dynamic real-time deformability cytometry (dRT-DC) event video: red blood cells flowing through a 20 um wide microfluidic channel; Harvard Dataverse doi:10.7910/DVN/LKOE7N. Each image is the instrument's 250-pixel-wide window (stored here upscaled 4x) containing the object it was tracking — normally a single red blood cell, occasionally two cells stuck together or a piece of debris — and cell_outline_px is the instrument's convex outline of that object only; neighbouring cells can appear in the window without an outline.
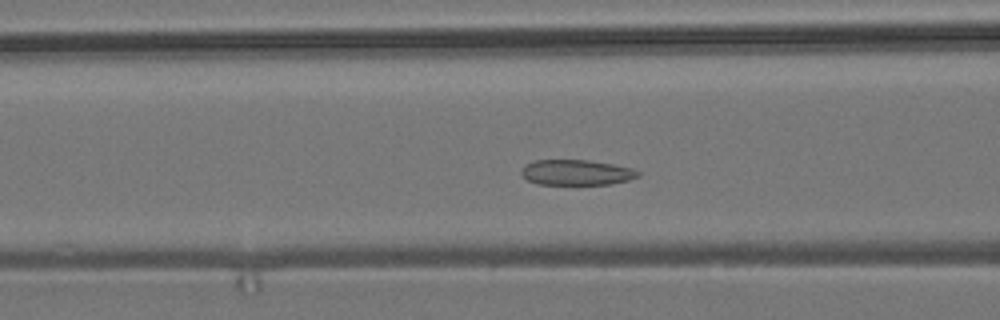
{"species": "common noctule bat (a hibernating species)", "species_latin": "Nyctalus noctula", "temperature_condition": "room temperature", "stored_images_in_passage": 43, "camera_frame_rate_fps": 3000, "um_per_image_px": 0.085, "animal": {"sex": "male", "body_mass_g": 19.2, "forearm_length_mm": 51.8}, "frame": {"image": 1, "passage_image": 9, "time_ms": 2.667, "image_size_px": [1000, 320], "cell_outline_px": [[636, 176], [624, 180], [608, 184], [540, 184], [528, 180], [524, 176], [524, 168], [528, 164], [540, 160], [580, 160], [608, 164], [628, 168], [636, 172]], "centroid_in_image_um": [48.92, 14.67], "position_along_channel_um": 117.7, "area_um2": 16.13}}
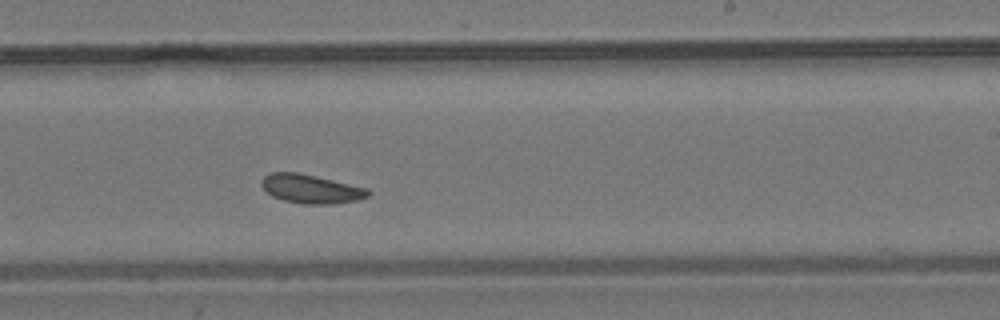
{"frame": {"image": 2, "passage_image": 21, "time_ms": 6.667, "image_size_px": [1000, 320], "cell_outline_px": [[368, 192], [364, 196], [352, 200], [288, 200], [276, 196], [268, 192], [264, 188], [264, 176], [272, 172], [292, 172], [312, 176], [364, 188]], "centroid_in_image_um": [26.3, 15.96], "position_along_channel_um": 262.7, "area_um2": 15.2}}
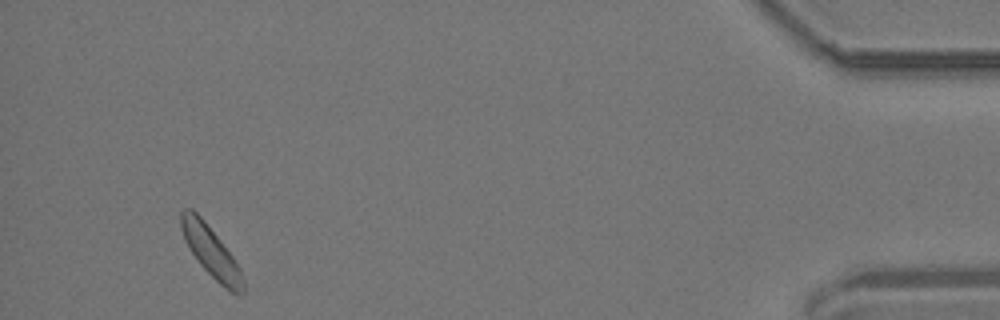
{"frame": {"image": 3, "passage_image": 40, "time_ms": 13.0, "image_size_px": [1000, 320], "cell_outline_px": [[236, 292], [232, 292], [220, 284], [204, 268], [192, 252], [184, 236], [180, 224], [180, 216], [192, 212], [196, 212], [200, 216], [216, 236], [228, 252], [236, 264]], "centroid_in_image_um": [17.78, 21.28], "position_along_channel_um": 417.4, "area_um2": 15.55}, "authors_computed_cell_mechanics": {"area_um2": 16.0684, "velocity_mm_per_s": 3.6333, "shape_relaxation_time_tau1_ms": null, "shape_relaxation_time_tau2_ms": 3.9971, "deformation_change_tau1": null, "deformation_change_tau2": 0.0766}}